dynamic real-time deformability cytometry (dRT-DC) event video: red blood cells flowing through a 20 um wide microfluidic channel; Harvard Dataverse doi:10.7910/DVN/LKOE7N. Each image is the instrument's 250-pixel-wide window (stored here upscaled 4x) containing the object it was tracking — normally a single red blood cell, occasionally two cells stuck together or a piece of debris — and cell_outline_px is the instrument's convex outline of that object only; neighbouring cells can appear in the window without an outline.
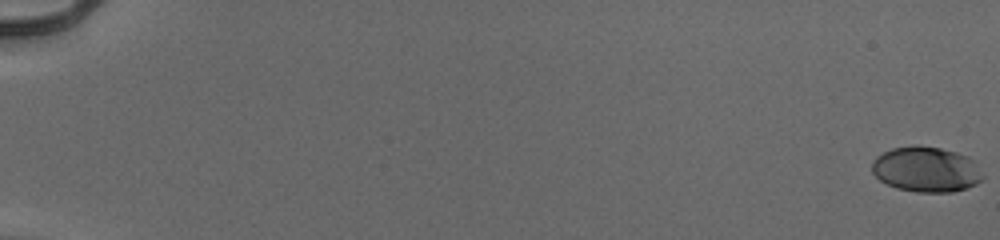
{"species": "human", "species_latin": "Homo sapiens", "temperature_condition": "cold", "stored_images_in_passage": 56, "camera_frame_rate_fps": 3000, "um_per_image_px": 0.085, "donor": {"sex": "male"}, "frame": {"image": 1, "passage_image": 1, "time_ms": 0.0, "image_size_px": [1000, 240], "cell_outline_px": [[984, 176], [976, 184], [952, 192], [916, 192], [896, 188], [880, 180], [872, 172], [872, 160], [876, 156], [892, 148], [916, 144], [920, 144], [940, 148], [956, 152], [968, 156], [972, 160]], "centroid_in_image_um": [78.69, 14.38], "position_along_channel_um": 6.3, "area_um2": 29.3}}
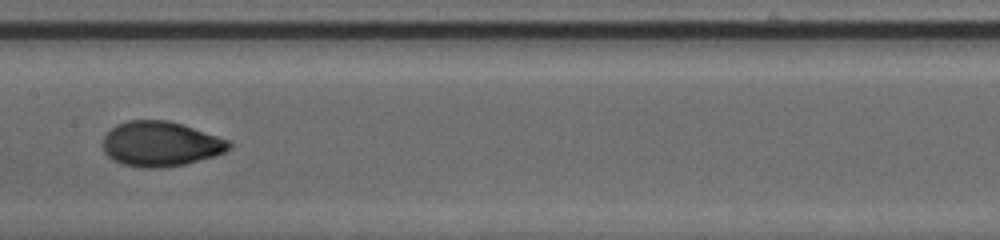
{"frame": {"image": 2, "passage_image": 32, "time_ms": 10.333, "image_size_px": [1000, 240], "cell_outline_px": [[232, 148], [224, 152], [212, 156], [184, 164], [160, 168], [144, 168], [124, 164], [108, 156], [104, 152], [104, 136], [116, 124], [128, 120], [168, 120], [228, 140], [232, 144]], "centroid_in_image_um": [13.64, 12.23], "position_along_channel_um": 193.8, "area_um2": 32.54}}
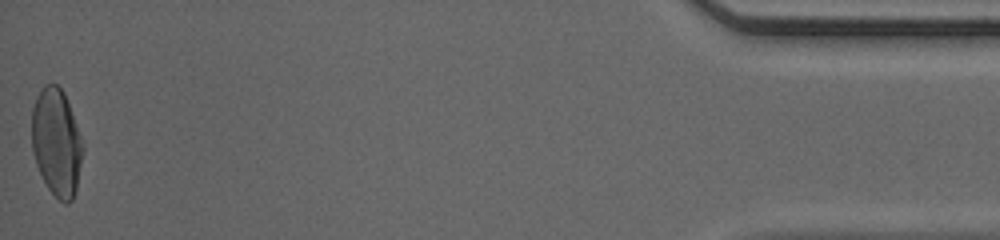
{"frame": {"image": 3, "passage_image": 56, "time_ms": 18.333, "image_size_px": [1000, 240], "cell_outline_px": [[84, 148], [76, 188], [72, 200], [68, 204], [64, 204], [48, 188], [36, 164], [32, 152], [32, 108], [36, 96], [40, 88], [44, 84], [56, 84], [64, 92], [80, 136]], "centroid_in_image_um": [4.79, 12.09], "position_along_channel_um": 430.4, "area_um2": 31.79}, "authors_computed_cell_mechanics": {"area_um2": 31.79, "velocity_mm_per_s": 3.9674, "shape_relaxation_time_tau1_ms": 4.4055, "shape_relaxation_time_tau2_ms": null, "deformation_change_tau1": 0.1841, "deformation_change_tau2": null}}